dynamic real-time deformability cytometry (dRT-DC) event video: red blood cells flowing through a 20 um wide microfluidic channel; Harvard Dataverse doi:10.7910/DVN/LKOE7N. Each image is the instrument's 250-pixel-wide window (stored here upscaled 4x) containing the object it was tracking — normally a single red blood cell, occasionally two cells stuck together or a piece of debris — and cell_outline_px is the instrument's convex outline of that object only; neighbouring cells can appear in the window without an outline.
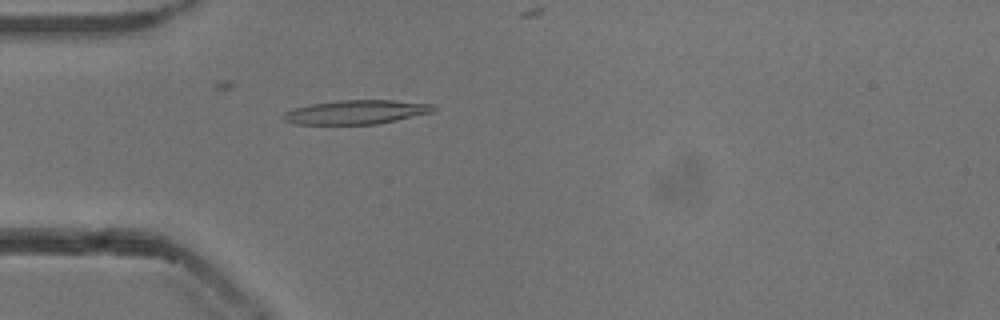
{"species": "common noctule bat (a hibernating species)", "species_latin": "Nyctalus noctula", "temperature_condition": "cold", "stored_images_in_passage": 31, "camera_frame_rate_fps": 3000, "um_per_image_px": 0.085, "animal": {"sex": "male", "body_mass_g": 13.3}, "frame": {"image": 1, "passage_image": 1, "time_ms": 0.0, "image_size_px": [1000, 320], "cell_outline_px": [[436, 108], [432, 112], [396, 120], [376, 124], [292, 124], [284, 120], [280, 116], [284, 112], [296, 108], [312, 104], [340, 100], [392, 100], [432, 104]], "centroid_in_image_um": [30.24, 9.53], "position_along_channel_um": 54.8, "area_um2": 20.87}}
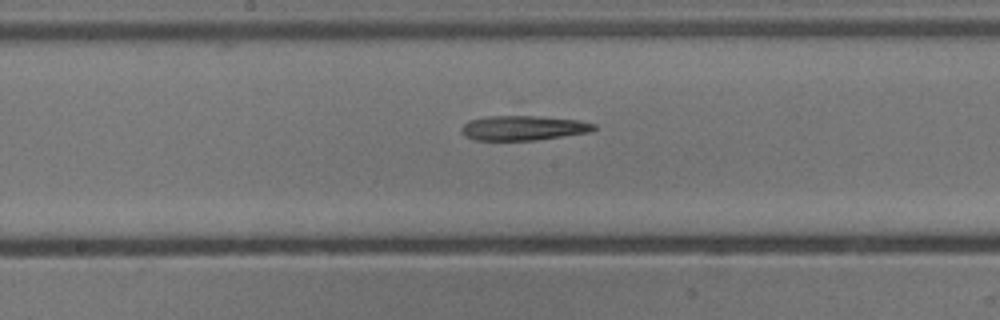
{"frame": {"image": 2, "passage_image": 13, "time_ms": 4.0, "image_size_px": [1000, 320], "cell_outline_px": [[596, 128], [592, 132], [536, 140], [476, 140], [464, 136], [460, 132], [460, 128], [468, 120], [488, 116], [536, 116], [576, 120], [596, 124]], "centroid_in_image_um": [44.45, 10.88], "position_along_channel_um": 203.7, "area_um2": 19.13}}
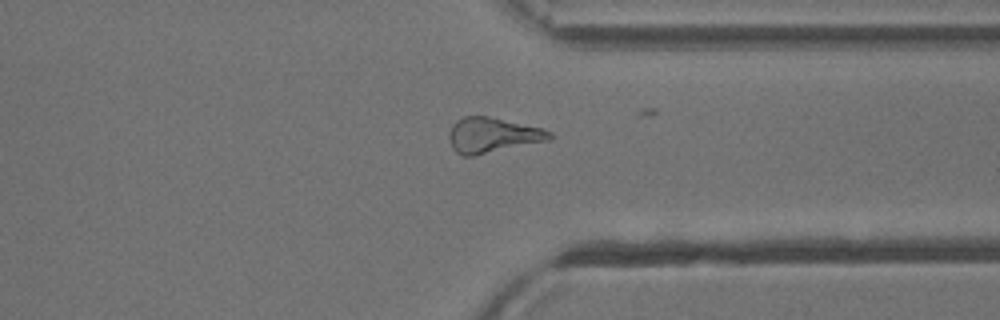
{"frame": {"image": 3, "passage_image": 26, "time_ms": 8.333, "image_size_px": [1000, 320], "cell_outline_px": [[552, 140], [472, 156], [464, 156], [456, 152], [452, 148], [448, 136], [448, 132], [452, 124], [456, 120], [464, 116], [488, 116], [540, 128], [552, 132]], "centroid_in_image_um": [41.84, 11.49], "position_along_channel_um": 369.6, "area_um2": 20.63}}